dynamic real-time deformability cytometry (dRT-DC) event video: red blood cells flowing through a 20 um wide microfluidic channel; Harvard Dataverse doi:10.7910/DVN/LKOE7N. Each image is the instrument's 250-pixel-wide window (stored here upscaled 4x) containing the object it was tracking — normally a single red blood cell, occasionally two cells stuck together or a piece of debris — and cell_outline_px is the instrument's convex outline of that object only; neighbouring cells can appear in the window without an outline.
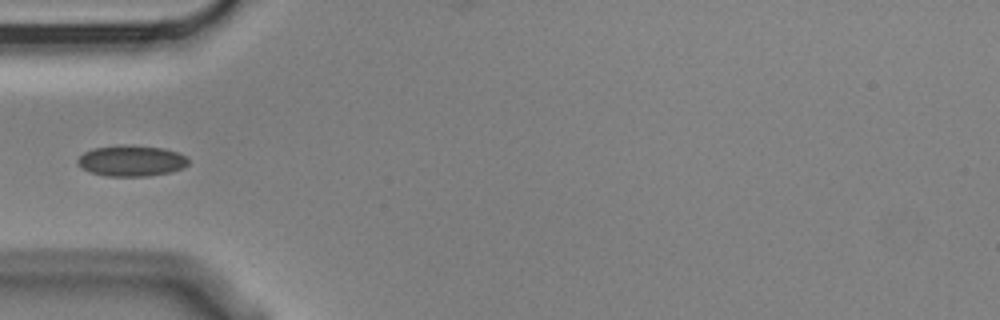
{"species": "Egyptian fruit bat (a non-hibernating species)", "species_latin": "Rousettus aegyptiacus", "temperature_condition": "cold", "stored_images_in_passage": 13, "camera_frame_rate_fps": 3000, "um_per_image_px": 0.085, "animal": {"sex": "male"}, "frame": {"image": 1, "passage_image": 3, "time_ms": 0.667, "image_size_px": [1000, 320], "cell_outline_px": [[188, 164], [184, 168], [172, 172], [148, 176], [108, 176], [92, 172], [80, 168], [76, 164], [76, 160], [84, 152], [92, 148], [120, 144], [164, 148], [188, 156]], "centroid_in_image_um": [11.16, 13.66], "position_along_channel_um": 73.8, "area_um2": 20.23}}
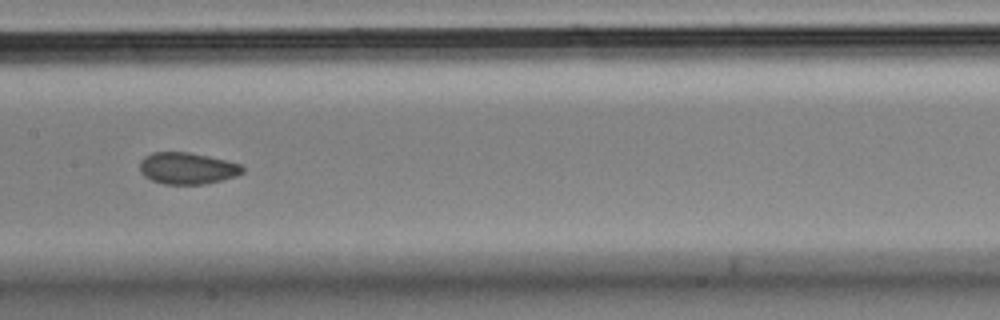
{"frame": {"image": 2, "passage_image": 6, "time_ms": 1.667, "image_size_px": [1000, 320], "cell_outline_px": [[244, 172], [236, 176], [204, 184], [164, 184], [152, 180], [144, 176], [140, 172], [140, 160], [144, 156], [152, 152], [188, 152], [208, 156], [240, 164], [244, 168]], "centroid_in_image_um": [15.89, 14.3], "position_along_channel_um": 191.5, "area_um2": 18.9}}
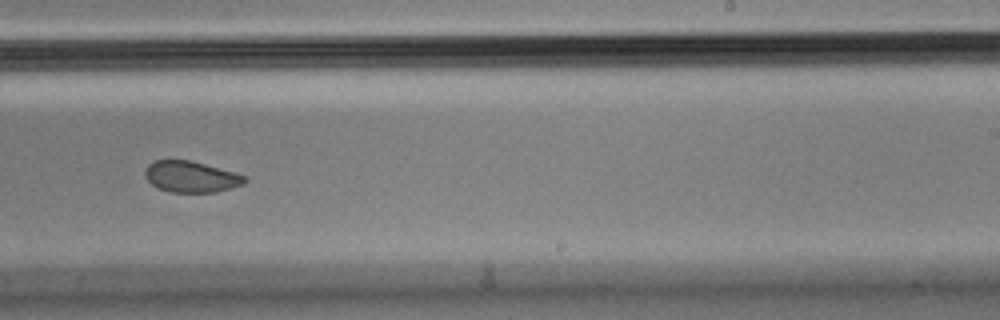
{"frame": {"image": 3, "passage_image": 8, "time_ms": 2.333, "image_size_px": [1000, 320], "cell_outline_px": [[248, 180], [244, 184], [216, 192], [168, 192], [152, 184], [144, 176], [144, 172], [148, 164], [156, 160], [188, 160], [236, 172], [244, 176]], "centroid_in_image_um": [16.24, 15.02], "position_along_channel_um": 272.8, "area_um2": 18.03}}